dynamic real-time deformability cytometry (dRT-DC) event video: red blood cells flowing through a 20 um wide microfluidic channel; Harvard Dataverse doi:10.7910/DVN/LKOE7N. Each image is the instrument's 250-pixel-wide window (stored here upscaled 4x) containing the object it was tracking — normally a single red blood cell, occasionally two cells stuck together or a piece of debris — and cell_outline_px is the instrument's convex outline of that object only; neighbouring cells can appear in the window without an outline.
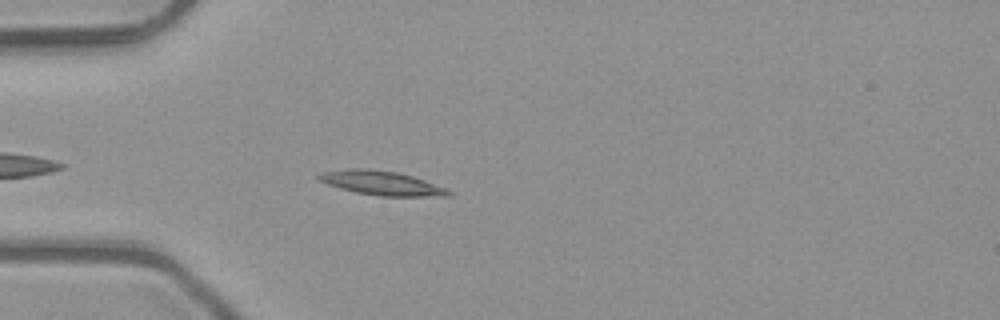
{"species": "common noctule bat (a hibernating species)", "species_latin": "Nyctalus noctula", "temperature_condition": "room temperature", "stored_images_in_passage": 4, "camera_frame_rate_fps": 3000, "um_per_image_px": 0.085, "animal": {"sex": "male", "body_mass_g": 23.1, "forearm_length_mm": 52.7}, "frame": {"image": 1, "passage_image": 4, "time_ms": 1.0, "image_size_px": [1000, 320], "cell_outline_px": [[452, 196], [380, 196], [356, 192], [340, 188], [328, 184], [320, 180], [316, 176], [324, 172], [348, 168], [368, 168], [396, 172], [412, 176], [424, 180], [444, 188], [452, 192]], "centroid_in_image_um": [32.43, 15.55], "position_along_channel_um": 52.6, "area_um2": 18.03}}